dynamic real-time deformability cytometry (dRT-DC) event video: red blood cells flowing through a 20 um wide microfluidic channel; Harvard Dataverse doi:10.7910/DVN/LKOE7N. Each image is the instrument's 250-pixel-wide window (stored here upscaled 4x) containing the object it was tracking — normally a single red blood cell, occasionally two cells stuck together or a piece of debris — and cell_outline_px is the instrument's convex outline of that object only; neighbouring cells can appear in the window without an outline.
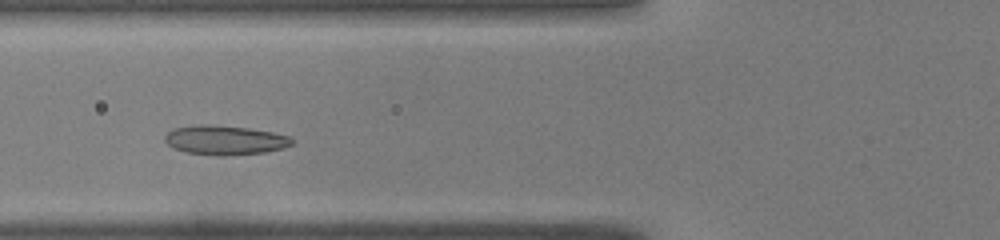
{"species": "common noctule bat (a hibernating species)", "species_latin": "Nyctalus noctula", "temperature_condition": "warm", "stored_images_in_passage": 40, "camera_frame_rate_fps": 3000, "um_per_image_px": 0.085, "animal": {"sex": "male", "body_mass_g": 19.0, "forearm_length_mm": 50.8}, "frame": {"image": 1, "passage_image": 9, "time_ms": 2.667, "image_size_px": [1000, 240], "cell_outline_px": [[296, 140], [292, 144], [284, 148], [268, 152], [224, 156], [220, 156], [184, 152], [172, 148], [164, 140], [164, 136], [172, 128], [192, 124], [212, 124], [248, 128], [272, 132], [288, 136]], "centroid_in_image_um": [19.09, 11.9], "position_along_channel_um": 106.7, "area_um2": 22.2}}
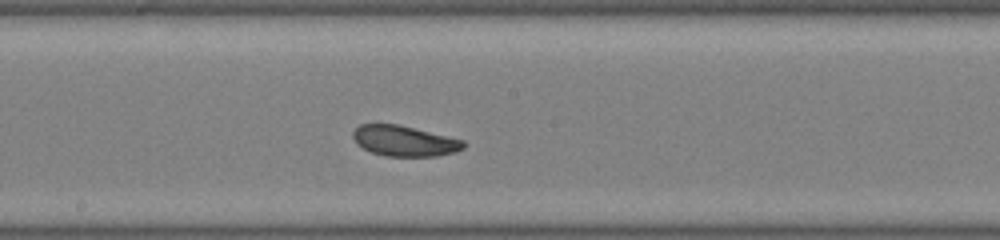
{"frame": {"image": 2, "passage_image": 17, "time_ms": 5.333, "image_size_px": [1000, 240], "cell_outline_px": [[464, 148], [456, 152], [436, 156], [384, 156], [372, 152], [356, 144], [352, 136], [352, 132], [360, 124], [400, 124], [464, 140]], "centroid_in_image_um": [34.36, 11.97], "position_along_channel_um": 213.8, "area_um2": 19.77}}
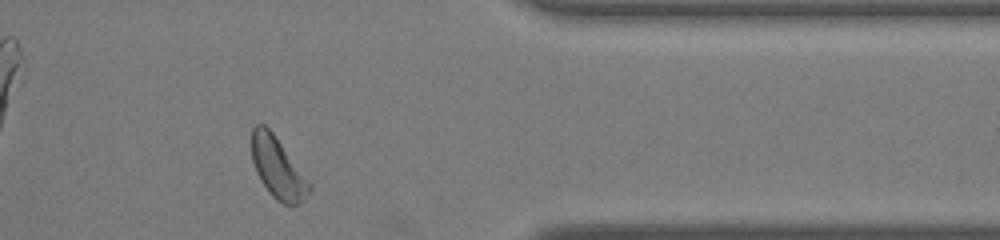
{"frame": {"image": 3, "passage_image": 31, "time_ms": 10.0, "image_size_px": [1000, 240], "cell_outline_px": [[312, 188], [304, 200], [300, 204], [284, 204], [276, 200], [268, 192], [260, 180], [256, 172], [252, 160], [252, 128], [256, 124], [264, 124], [272, 132], [312, 184]], "centroid_in_image_um": [23.61, 14.3], "position_along_channel_um": 387.8, "area_um2": 20.4}}